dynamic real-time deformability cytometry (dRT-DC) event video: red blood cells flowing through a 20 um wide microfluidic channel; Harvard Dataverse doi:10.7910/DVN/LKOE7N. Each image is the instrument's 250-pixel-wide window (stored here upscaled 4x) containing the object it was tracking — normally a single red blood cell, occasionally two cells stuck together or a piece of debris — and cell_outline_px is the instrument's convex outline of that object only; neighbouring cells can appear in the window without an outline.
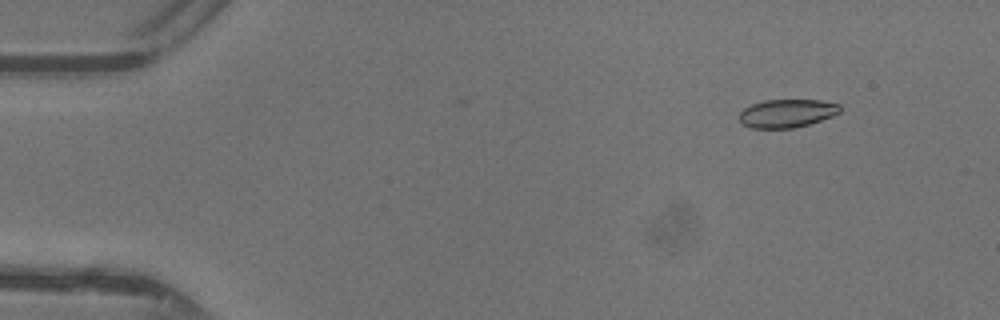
{"species": "common noctule bat (a hibernating species)", "species_latin": "Nyctalus noctula", "temperature_condition": "warm", "stored_images_in_passage": 6, "camera_frame_rate_fps": 3000, "um_per_image_px": 0.085, "animal": {"sex": "female"}, "frame": {"image": 1, "passage_image": 4, "time_ms": 1.0, "image_size_px": [1000, 320], "cell_outline_px": [[840, 112], [832, 116], [808, 124], [792, 128], [752, 128], [744, 124], [740, 120], [740, 112], [744, 108], [752, 104], [764, 100], [820, 100], [840, 104]], "centroid_in_image_um": [66.89, 9.62], "position_along_channel_um": 18.1, "area_um2": 16.42}}